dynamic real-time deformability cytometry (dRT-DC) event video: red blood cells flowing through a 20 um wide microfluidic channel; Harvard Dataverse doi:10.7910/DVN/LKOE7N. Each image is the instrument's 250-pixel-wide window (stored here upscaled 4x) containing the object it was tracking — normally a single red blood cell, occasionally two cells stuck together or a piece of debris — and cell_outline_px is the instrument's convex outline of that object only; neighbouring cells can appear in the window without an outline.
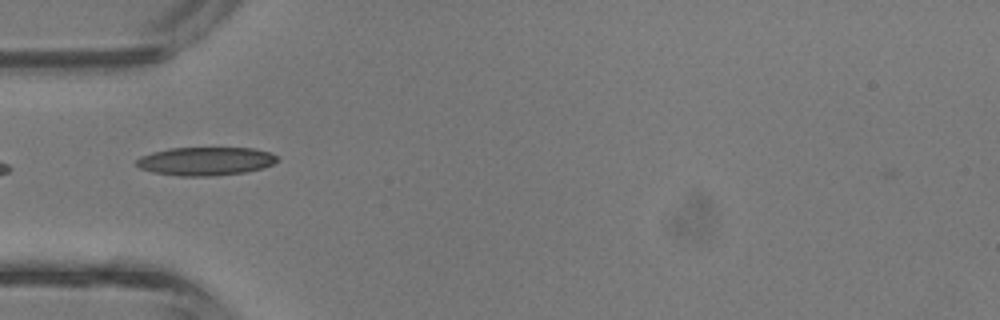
{"species": "common noctule bat (a hibernating species)", "species_latin": "Nyctalus noctula", "temperature_condition": "room temperature", "stored_images_in_passage": 30, "camera_frame_rate_fps": 3000, "um_per_image_px": 0.085, "animal": {"sex": "male", "body_mass_g": 13.3}, "frame": {"image": 1, "passage_image": 1, "time_ms": 0.0, "image_size_px": [1000, 320], "cell_outline_px": [[280, 160], [264, 168], [244, 172], [216, 176], [180, 176], [152, 172], [140, 168], [136, 164], [136, 160], [140, 156], [152, 152], [168, 148], [252, 148], [268, 152], [280, 156]], "centroid_in_image_um": [17.49, 13.7], "position_along_channel_um": 67.5, "area_um2": 23.47}}
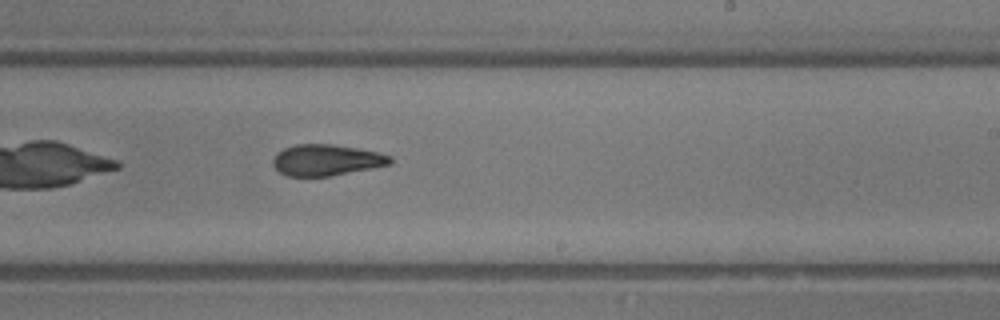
{"frame": {"image": 2, "passage_image": 13, "time_ms": 4.0, "image_size_px": [1000, 320], "cell_outline_px": [[392, 164], [372, 168], [328, 176], [288, 176], [280, 172], [272, 164], [272, 160], [276, 152], [284, 148], [296, 144], [332, 144], [356, 148], [376, 152], [392, 156]], "centroid_in_image_um": [27.72, 13.6], "position_along_channel_um": 261.3, "area_um2": 21.21}}
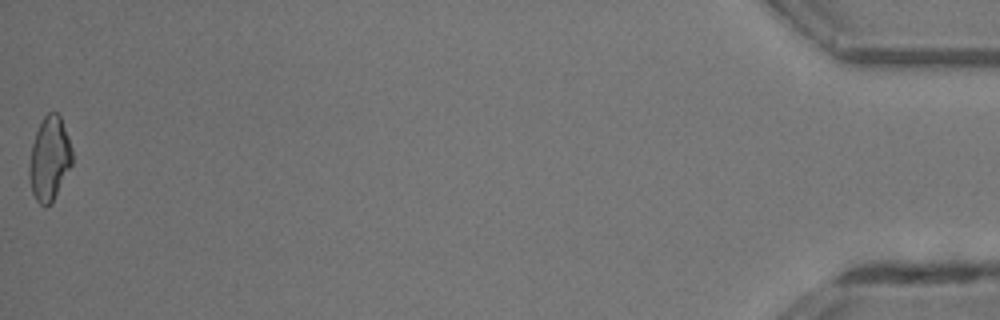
{"frame": {"image": 3, "passage_image": 30, "time_ms": 9.667, "image_size_px": [1000, 320], "cell_outline_px": [[72, 164], [52, 204], [44, 208], [36, 200], [32, 192], [28, 176], [28, 168], [32, 144], [36, 132], [44, 116], [48, 112], [56, 112], [60, 116], [68, 136], [72, 148]], "centroid_in_image_um": [4.2, 13.53], "position_along_channel_um": 431.0, "area_um2": 21.15}, "authors_computed_cell_mechanics": {"area_um2": 21.675, "velocity_mm_per_s": 4.8296, "shape_relaxation_time_tau1_ms": 6.5433, "shape_relaxation_time_tau2_ms": 3.0315, "deformation_change_tau1": 0.1812, "deformation_change_tau2": 0.1131}}